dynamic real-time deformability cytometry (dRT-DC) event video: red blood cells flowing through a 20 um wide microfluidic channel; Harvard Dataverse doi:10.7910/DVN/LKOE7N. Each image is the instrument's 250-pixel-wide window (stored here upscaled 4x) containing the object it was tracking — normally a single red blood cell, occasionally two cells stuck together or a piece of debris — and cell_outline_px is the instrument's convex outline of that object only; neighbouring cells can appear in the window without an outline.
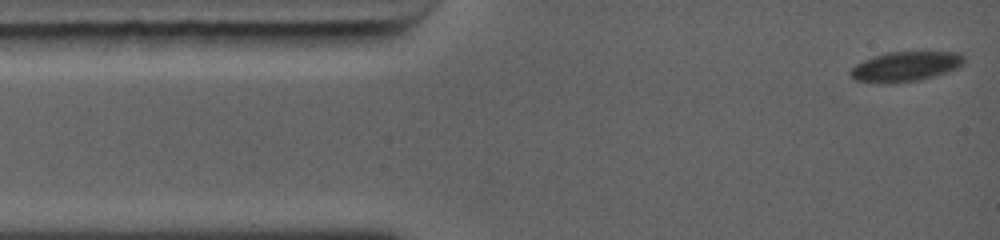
{"species": "common noctule bat (a hibernating species)", "species_latin": "Nyctalus noctula", "temperature_condition": "warm", "stored_images_in_passage": 31, "camera_frame_rate_fps": 5000, "um_per_image_px": 0.085, "animal": {"sex": "female", "body_mass_g": 19.0, "forearm_length_mm": 56.7}, "frame": {"image": 1, "passage_image": 1, "time_ms": 0.0, "image_size_px": [1000, 240], "cell_outline_px": [[964, 64], [960, 68], [948, 72], [920, 80], [892, 84], [880, 84], [856, 80], [848, 72], [856, 64], [864, 60], [888, 52], [960, 52], [964, 56]], "centroid_in_image_um": [77.0, 5.67], "position_along_channel_um": 8.0, "area_um2": 20.0}}
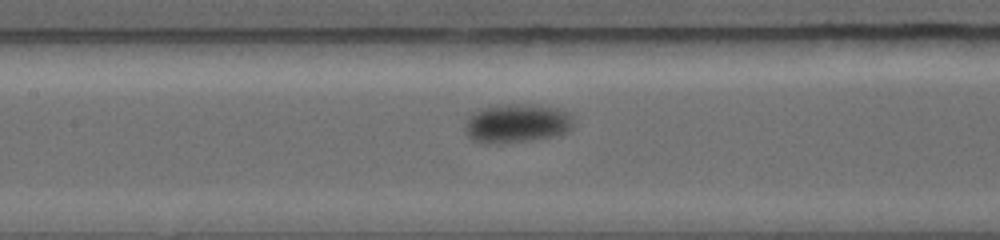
{"frame": {"image": 2, "passage_image": 13, "time_ms": 5.4, "image_size_px": [1000, 240], "cell_outline_px": [[572, 128], [568, 132], [556, 136], [536, 140], [500, 144], [480, 144], [472, 140], [464, 132], [464, 120], [472, 112], [480, 108], [496, 104], [528, 104], [556, 108], [572, 112]], "centroid_in_image_um": [43.88, 10.5], "position_along_channel_um": 163.5, "area_um2": 25.61}}
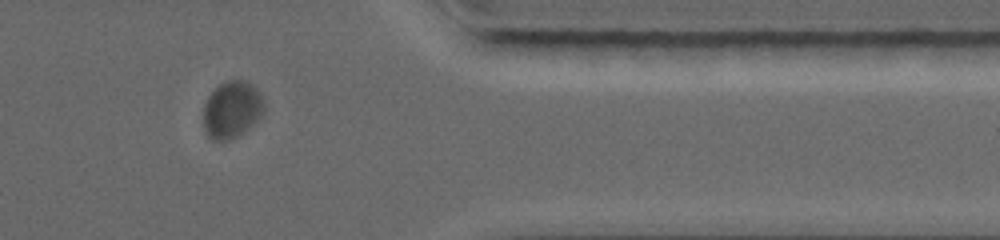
{"frame": {"image": 3, "passage_image": 26, "time_ms": 11.2, "image_size_px": [1000, 240], "cell_outline_px": [[264, 112], [244, 132], [228, 140], [212, 140], [208, 136], [204, 128], [204, 104], [208, 96], [224, 80], [244, 80], [252, 84], [260, 92], [264, 100]], "centroid_in_image_um": [19.72, 9.3], "position_along_channel_um": 391.7, "area_um2": 20.11}}